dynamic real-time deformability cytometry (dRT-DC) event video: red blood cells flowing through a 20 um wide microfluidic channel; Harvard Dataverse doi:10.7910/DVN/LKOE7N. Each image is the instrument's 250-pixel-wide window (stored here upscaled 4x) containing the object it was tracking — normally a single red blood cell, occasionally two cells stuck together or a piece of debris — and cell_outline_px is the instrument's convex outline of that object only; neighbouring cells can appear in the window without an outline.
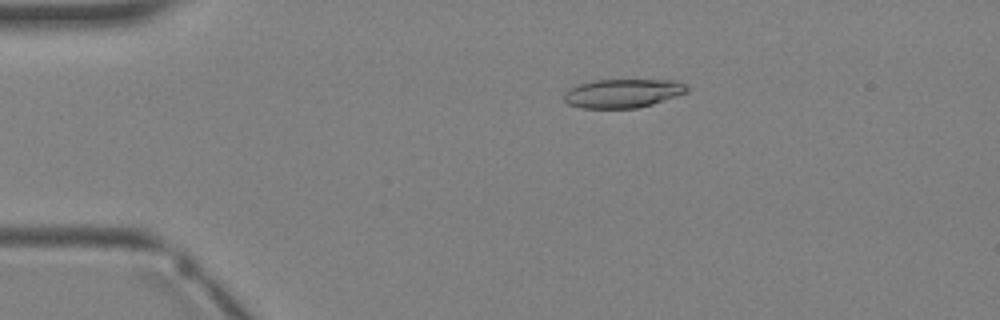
{"species": "Egyptian fruit bat (a non-hibernating species)", "species_latin": "Rousettus aegyptiacus", "temperature_condition": "warm", "stored_images_in_passage": 1, "camera_frame_rate_fps": 3000, "um_per_image_px": 0.085, "animal": {"sex": "female"}, "frame": {"image": 1, "passage_image": 1, "time_ms": 0.0, "image_size_px": [1000, 320], "cell_outline_px": [[688, 92], [652, 104], [636, 108], [580, 108], [568, 104], [564, 100], [564, 92], [568, 88], [592, 80], [676, 80], [688, 84]], "centroid_in_image_um": [52.94, 7.92], "position_along_channel_um": 32.1, "area_um2": 20.75}}